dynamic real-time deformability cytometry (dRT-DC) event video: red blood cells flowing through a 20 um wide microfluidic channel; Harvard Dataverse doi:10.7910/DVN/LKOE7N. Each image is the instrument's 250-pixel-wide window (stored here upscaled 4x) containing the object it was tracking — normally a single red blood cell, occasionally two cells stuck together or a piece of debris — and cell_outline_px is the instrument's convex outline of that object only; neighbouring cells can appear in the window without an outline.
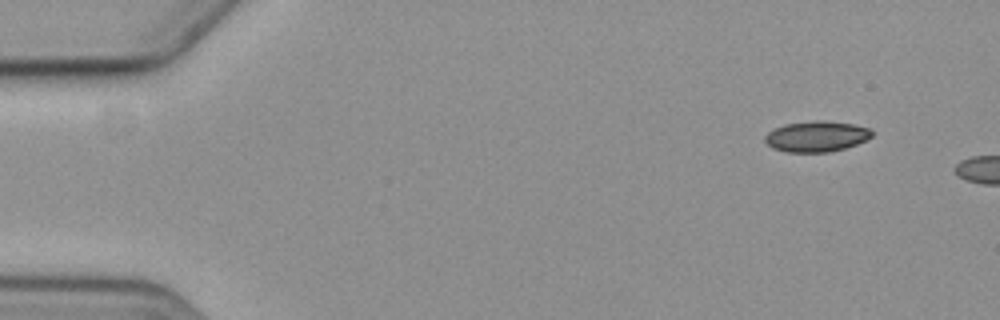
{"species": "common noctule bat (a hibernating species)", "species_latin": "Nyctalus noctula", "temperature_condition": "cold", "stored_images_in_passage": 2, "camera_frame_rate_fps": 3000, "um_per_image_px": 0.085, "animal": {"sex": "female", "body_mass_g": 19.3, "forearm_length_mm": 54.1}, "frame": {"image": 1, "passage_image": 2, "time_ms": 1.333, "image_size_px": [1000, 320], "cell_outline_px": [[872, 136], [856, 144], [844, 148], [828, 152], [784, 152], [772, 148], [764, 140], [764, 136], [768, 132], [784, 124], [816, 120], [820, 120], [852, 124], [872, 128]], "centroid_in_image_um": [69.38, 11.59], "position_along_channel_um": 15.6, "area_um2": 19.07}}